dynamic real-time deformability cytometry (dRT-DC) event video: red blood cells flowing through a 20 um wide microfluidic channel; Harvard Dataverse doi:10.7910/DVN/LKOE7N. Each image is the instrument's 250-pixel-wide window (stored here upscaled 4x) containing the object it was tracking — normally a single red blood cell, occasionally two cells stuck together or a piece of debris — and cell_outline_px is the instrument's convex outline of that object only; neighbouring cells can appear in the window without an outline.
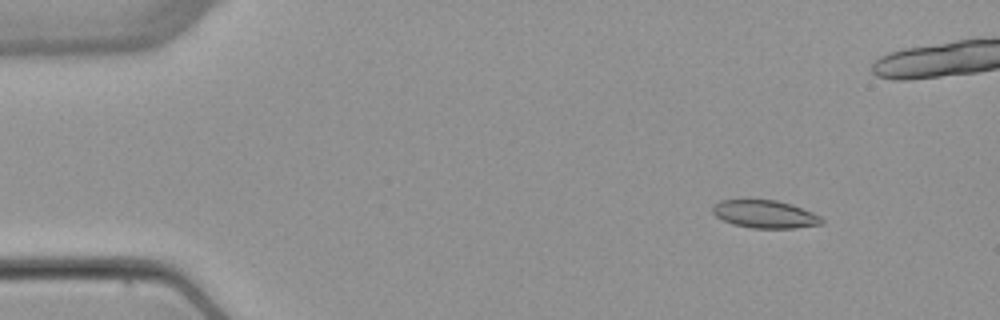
{"species": "common noctule bat (a hibernating species)", "species_latin": "Nyctalus noctula", "temperature_condition": "warm", "stored_images_in_passage": 6, "camera_frame_rate_fps": 3000, "um_per_image_px": 0.085, "animal": {"sex": "female", "body_mass_g": 22.7, "forearm_length_mm": 54.2}, "frame": {"image": 1, "passage_image": 2, "time_ms": 1.333, "image_size_px": [1000, 320], "cell_outline_px": [[824, 224], [796, 228], [752, 228], [732, 224], [716, 216], [712, 212], [712, 204], [720, 200], [776, 200], [792, 204], [812, 212], [820, 216], [824, 220]], "centroid_in_image_um": [65.03, 18.21], "position_along_channel_um": 20.0, "area_um2": 17.8}}
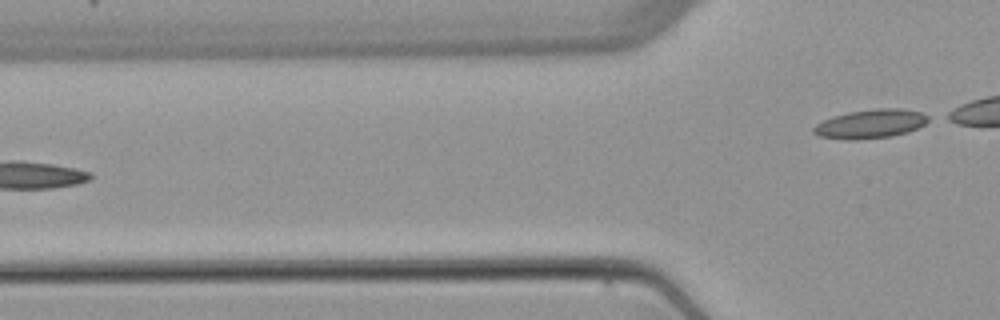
{"frame": {"image": 2, "passage_image": 6, "time_ms": 6.333, "image_size_px": [1000, 320], "cell_outline_px": [[932, 120], [908, 132], [892, 136], [860, 140], [844, 140], [816, 136], [812, 132], [812, 128], [816, 124], [832, 116], [848, 112], [876, 108], [900, 108], [920, 112], [928, 116]], "centroid_in_image_um": [73.96, 10.54], "position_along_channel_um": 51.8, "area_um2": 19.65}}